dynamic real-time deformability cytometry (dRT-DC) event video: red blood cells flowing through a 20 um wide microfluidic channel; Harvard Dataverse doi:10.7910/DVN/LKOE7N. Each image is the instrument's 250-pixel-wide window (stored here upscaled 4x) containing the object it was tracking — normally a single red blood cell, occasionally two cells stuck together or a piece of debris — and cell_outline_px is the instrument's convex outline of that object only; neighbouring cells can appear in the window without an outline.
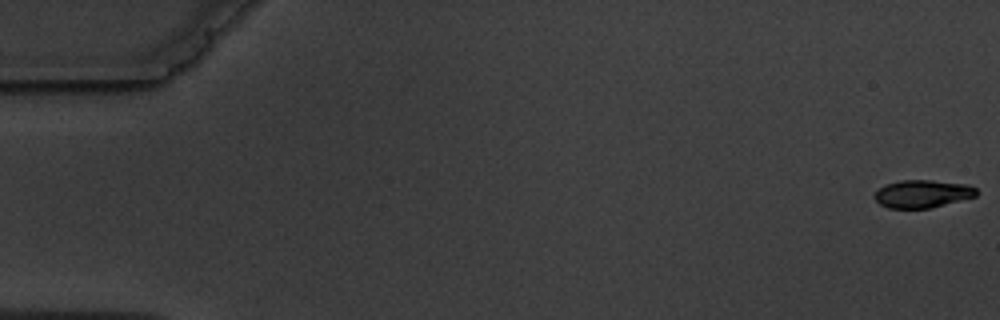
{"species": "common noctule bat (a hibernating species)", "species_latin": "Nyctalus noctula", "temperature_condition": "warm", "stored_images_in_passage": 15, "camera_frame_rate_fps": 3000, "um_per_image_px": 0.085, "animal": {"sex": "male", "body_mass_g": 19.5, "forearm_length_mm": 54.6}, "frame": {"image": 1, "passage_image": 1, "time_ms": 0.0, "image_size_px": [1000, 320], "cell_outline_px": [[976, 196], [932, 208], [888, 208], [880, 204], [876, 200], [876, 192], [880, 188], [888, 184], [900, 180], [932, 180], [968, 184], [976, 188]], "centroid_in_image_um": [78.44, 16.47], "position_along_channel_um": 6.6, "area_um2": 16.36}}
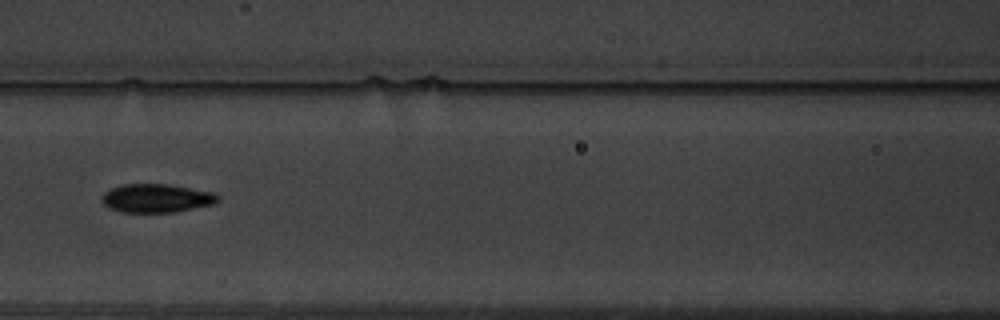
{"frame": {"image": 2, "passage_image": 7, "time_ms": 8.333, "image_size_px": [1000, 320], "cell_outline_px": [[220, 200], [216, 204], [172, 212], [120, 212], [108, 208], [100, 200], [100, 196], [104, 192], [112, 188], [124, 184], [168, 184], [216, 192], [220, 196]], "centroid_in_image_um": [13.32, 16.84], "position_along_channel_um": 153.3, "area_um2": 19.59}}
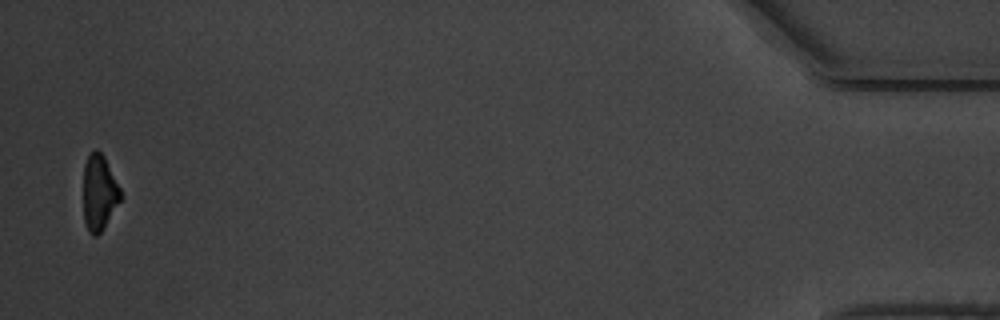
{"frame": {"image": 3, "passage_image": 15, "time_ms": 18.333, "image_size_px": [1000, 320], "cell_outline_px": [[120, 200], [100, 232], [96, 236], [92, 236], [88, 232], [84, 220], [84, 164], [88, 156], [96, 148], [104, 156], [120, 188]], "centroid_in_image_um": [8.41, 16.36], "position_along_channel_um": 426.8, "area_um2": 16.01}, "authors_computed_cell_mechanics": {"area_um2": 18.3226, "velocity_mm_per_s": 3.6094, "shape_relaxation_time_tau1_ms": 2.1501, "shape_relaxation_time_tau2_ms": 2.6277, "deformation_change_tau1": 0.1173, "deformation_change_tau2": 0.0803}}